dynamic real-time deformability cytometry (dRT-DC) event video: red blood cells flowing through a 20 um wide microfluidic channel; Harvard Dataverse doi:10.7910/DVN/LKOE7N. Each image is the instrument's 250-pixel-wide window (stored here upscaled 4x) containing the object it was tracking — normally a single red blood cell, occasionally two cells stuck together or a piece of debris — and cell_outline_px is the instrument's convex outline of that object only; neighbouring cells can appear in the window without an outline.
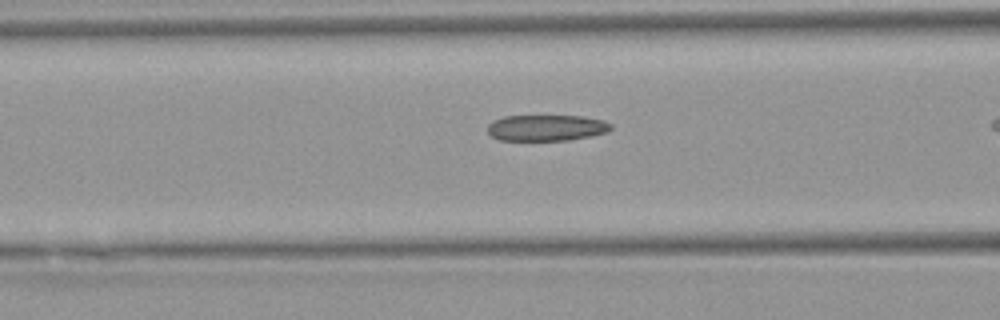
{"species": "Egyptian fruit bat (a non-hibernating species)", "species_latin": "Rousettus aegyptiacus", "temperature_condition": "warm", "stored_images_in_passage": 36, "camera_frame_rate_fps": 3000, "um_per_image_px": 0.085, "animal": {"sex": "female"}, "frame": {"image": 1, "passage_image": 16, "time_ms": 5.0, "image_size_px": [1000, 320], "cell_outline_px": [[612, 128], [608, 132], [592, 136], [568, 140], [500, 140], [492, 136], [488, 132], [488, 124], [492, 120], [504, 116], [584, 116], [604, 120], [612, 124]], "centroid_in_image_um": [46.47, 10.86], "position_along_channel_um": 120.1, "area_um2": 18.9}}
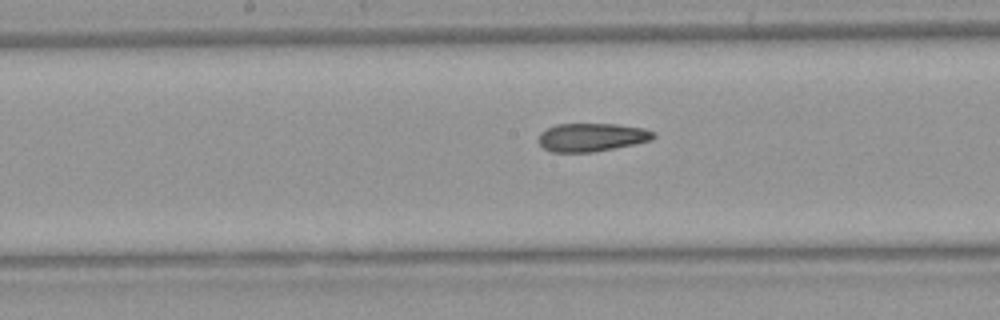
{"frame": {"image": 2, "passage_image": 22, "time_ms": 7.0, "image_size_px": [1000, 320], "cell_outline_px": [[656, 136], [652, 140], [636, 144], [592, 152], [552, 152], [544, 148], [536, 140], [540, 132], [556, 124], [616, 124], [644, 128], [656, 132]], "centroid_in_image_um": [50.3, 11.66], "position_along_channel_um": 197.9, "area_um2": 19.13}}
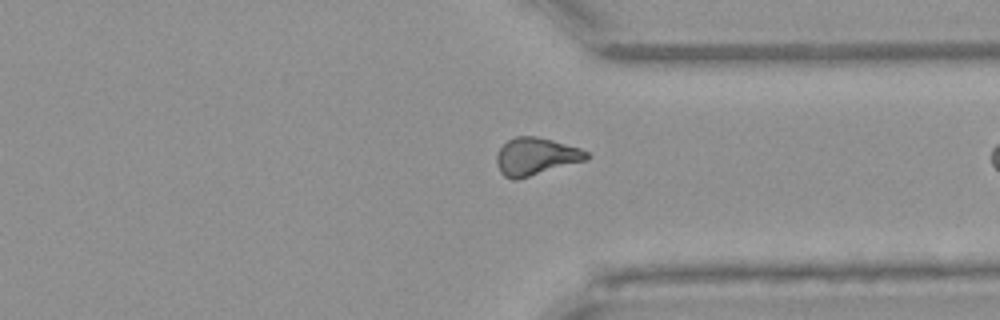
{"frame": {"image": 3, "passage_image": 35, "time_ms": 11.333, "image_size_px": [1000, 320], "cell_outline_px": [[592, 156], [588, 160], [516, 180], [512, 180], [504, 176], [500, 172], [496, 164], [496, 156], [500, 148], [508, 140], [516, 136], [536, 136], [552, 140], [580, 148], [588, 152]], "centroid_in_image_um": [45.56, 13.31], "position_along_channel_um": 365.8, "area_um2": 19.83}}